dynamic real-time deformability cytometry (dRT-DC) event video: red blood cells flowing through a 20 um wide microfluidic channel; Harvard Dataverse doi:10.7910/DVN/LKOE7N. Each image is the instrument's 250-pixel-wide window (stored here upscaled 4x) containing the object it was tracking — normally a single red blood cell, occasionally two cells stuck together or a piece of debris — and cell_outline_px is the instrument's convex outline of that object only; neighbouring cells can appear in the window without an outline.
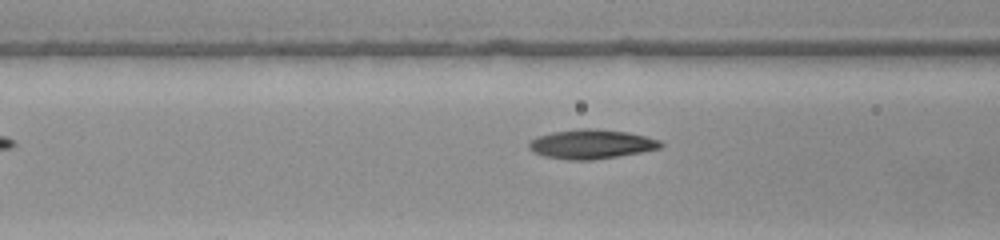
{"species": "common noctule bat (a hibernating species)", "species_latin": "Nyctalus noctula", "temperature_condition": "warm", "stored_images_in_passage": 36, "camera_frame_rate_fps": 3000, "um_per_image_px": 0.085, "animal": {"sex": "female", "body_mass_g": 22.0, "forearm_length_mm": 56.7}, "frame": {"image": 1, "passage_image": 16, "time_ms": 5.0, "image_size_px": [1000, 240], "cell_outline_px": [[664, 144], [660, 148], [640, 152], [592, 160], [568, 160], [544, 156], [532, 152], [528, 148], [528, 144], [536, 136], [552, 132], [584, 128], [596, 128], [628, 132], [660, 140]], "centroid_in_image_um": [50.23, 12.25], "position_along_channel_um": 116.4, "area_um2": 22.48}}
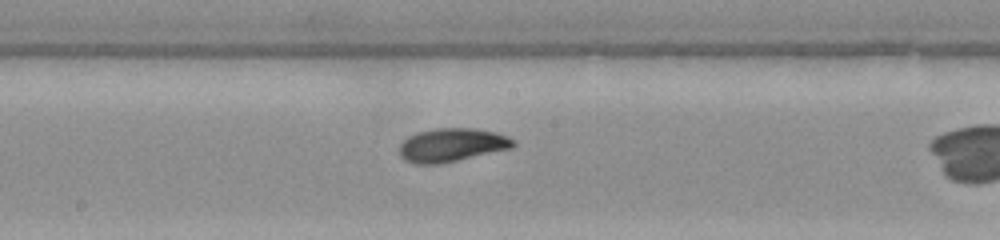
{"frame": {"image": 2, "passage_image": 23, "time_ms": 7.333, "image_size_px": [1000, 240], "cell_outline_px": [[516, 144], [512, 148], [440, 164], [412, 164], [404, 160], [400, 156], [400, 144], [408, 136], [416, 132], [436, 128], [472, 128], [496, 132], [508, 136]], "centroid_in_image_um": [38.38, 12.33], "position_along_channel_um": 209.8, "area_um2": 22.31}}
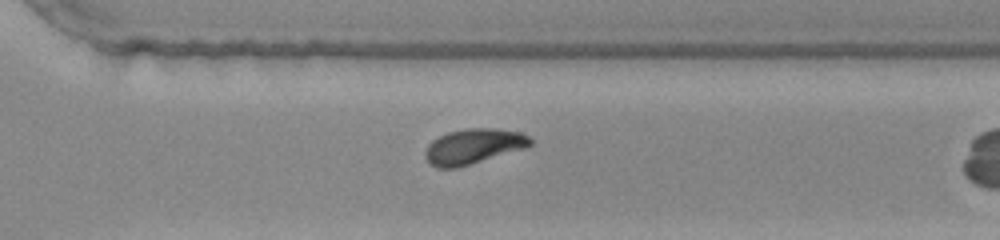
{"frame": {"image": 3, "passage_image": 32, "time_ms": 10.333, "image_size_px": [1000, 240], "cell_outline_px": [[532, 144], [524, 148], [456, 168], [436, 168], [424, 156], [424, 152], [428, 144], [432, 140], [448, 132], [468, 128], [496, 128], [520, 132], [528, 136], [532, 140]], "centroid_in_image_um": [40.22, 12.43], "position_along_channel_um": 330.4, "area_um2": 21.33}}